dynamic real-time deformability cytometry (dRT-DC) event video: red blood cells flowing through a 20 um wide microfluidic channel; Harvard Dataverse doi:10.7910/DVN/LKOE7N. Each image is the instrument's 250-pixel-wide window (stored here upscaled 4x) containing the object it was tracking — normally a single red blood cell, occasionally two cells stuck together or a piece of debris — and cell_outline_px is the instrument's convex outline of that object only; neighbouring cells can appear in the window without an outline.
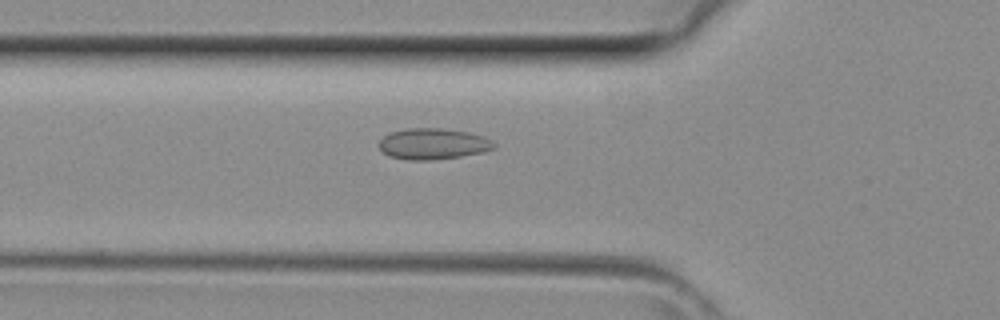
{"species": "common noctule bat (a hibernating species)", "species_latin": "Nyctalus noctula", "temperature_condition": "room temperature", "stored_images_in_passage": 30, "camera_frame_rate_fps": 3000, "um_per_image_px": 0.085, "animal": {"sex": "female", "body_mass_g": 29.2, "forearm_length_mm": 56.3}, "frame": {"image": 1, "passage_image": 2, "time_ms": 0.333, "image_size_px": [1000, 320], "cell_outline_px": [[496, 148], [484, 152], [460, 156], [428, 160], [408, 160], [388, 156], [380, 148], [380, 140], [384, 136], [392, 132], [404, 128], [444, 128], [468, 132], [484, 136], [492, 140], [496, 144]], "centroid_in_image_um": [36.84, 12.22], "position_along_channel_um": 89.0, "area_um2": 20.87}}
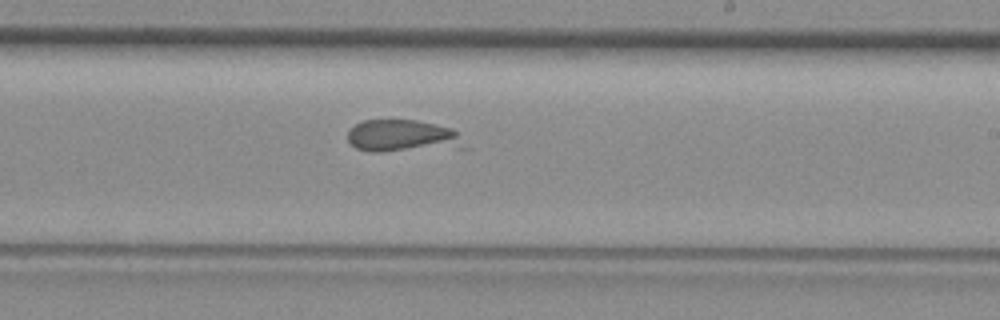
{"frame": {"image": 2, "passage_image": 12, "time_ms": 3.667, "image_size_px": [1000, 320], "cell_outline_px": [[472, 148], [376, 152], [356, 148], [348, 140], [348, 132], [356, 124], [364, 120], [416, 120], [448, 128], [456, 132]], "centroid_in_image_um": [34.29, 11.59], "position_along_channel_um": 254.7, "area_um2": 22.14}}
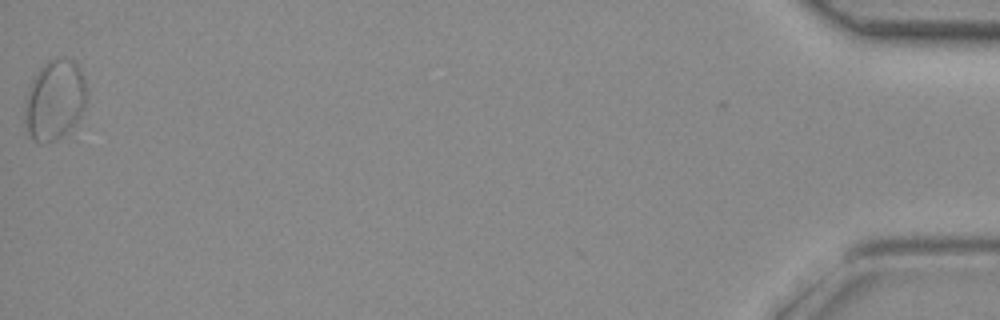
{"frame": {"image": 3, "passage_image": 29, "time_ms": 9.333, "image_size_px": [1000, 320], "cell_outline_px": [[84, 108], [80, 116], [68, 132], [44, 144], [40, 144], [32, 140], [28, 132], [24, 112], [24, 100], [28, 88], [32, 80], [40, 68], [48, 60], [72, 60], [80, 68], [84, 76]], "centroid_in_image_um": [4.6, 8.53], "position_along_channel_um": 430.6, "area_um2": 28.44}}